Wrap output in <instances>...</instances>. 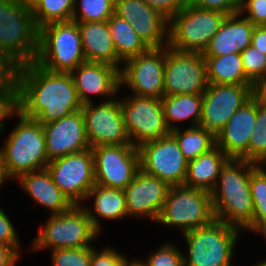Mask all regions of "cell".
I'll return each instance as SVG.
<instances>
[{
	"instance_id": "cell-1",
	"label": "cell",
	"mask_w": 266,
	"mask_h": 266,
	"mask_svg": "<svg viewBox=\"0 0 266 266\" xmlns=\"http://www.w3.org/2000/svg\"><path fill=\"white\" fill-rule=\"evenodd\" d=\"M16 85L17 111L40 124L81 110L71 73L51 72L35 62L10 71Z\"/></svg>"
},
{
	"instance_id": "cell-2",
	"label": "cell",
	"mask_w": 266,
	"mask_h": 266,
	"mask_svg": "<svg viewBox=\"0 0 266 266\" xmlns=\"http://www.w3.org/2000/svg\"><path fill=\"white\" fill-rule=\"evenodd\" d=\"M256 165L247 160L230 158L222 167L210 193L215 219L243 232L253 221L250 176Z\"/></svg>"
},
{
	"instance_id": "cell-3",
	"label": "cell",
	"mask_w": 266,
	"mask_h": 266,
	"mask_svg": "<svg viewBox=\"0 0 266 266\" xmlns=\"http://www.w3.org/2000/svg\"><path fill=\"white\" fill-rule=\"evenodd\" d=\"M38 37L31 8L15 0H0V60L10 70L35 62Z\"/></svg>"
},
{
	"instance_id": "cell-4",
	"label": "cell",
	"mask_w": 266,
	"mask_h": 266,
	"mask_svg": "<svg viewBox=\"0 0 266 266\" xmlns=\"http://www.w3.org/2000/svg\"><path fill=\"white\" fill-rule=\"evenodd\" d=\"M14 116L19 122L3 140L0 152L9 177L17 180L23 174L46 169L49 160L42 124L17 110Z\"/></svg>"
},
{
	"instance_id": "cell-5",
	"label": "cell",
	"mask_w": 266,
	"mask_h": 266,
	"mask_svg": "<svg viewBox=\"0 0 266 266\" xmlns=\"http://www.w3.org/2000/svg\"><path fill=\"white\" fill-rule=\"evenodd\" d=\"M239 229L214 219L206 226L183 233L188 248L184 266H233Z\"/></svg>"
},
{
	"instance_id": "cell-6",
	"label": "cell",
	"mask_w": 266,
	"mask_h": 266,
	"mask_svg": "<svg viewBox=\"0 0 266 266\" xmlns=\"http://www.w3.org/2000/svg\"><path fill=\"white\" fill-rule=\"evenodd\" d=\"M85 62L77 22H54L39 28L35 63L51 72L71 73Z\"/></svg>"
},
{
	"instance_id": "cell-7",
	"label": "cell",
	"mask_w": 266,
	"mask_h": 266,
	"mask_svg": "<svg viewBox=\"0 0 266 266\" xmlns=\"http://www.w3.org/2000/svg\"><path fill=\"white\" fill-rule=\"evenodd\" d=\"M29 248L31 251L55 249H79L93 246L99 232L94 228L83 205H74L66 212L49 215Z\"/></svg>"
},
{
	"instance_id": "cell-8",
	"label": "cell",
	"mask_w": 266,
	"mask_h": 266,
	"mask_svg": "<svg viewBox=\"0 0 266 266\" xmlns=\"http://www.w3.org/2000/svg\"><path fill=\"white\" fill-rule=\"evenodd\" d=\"M226 17L222 12L186 3L169 20L168 47L183 52L203 53Z\"/></svg>"
},
{
	"instance_id": "cell-9",
	"label": "cell",
	"mask_w": 266,
	"mask_h": 266,
	"mask_svg": "<svg viewBox=\"0 0 266 266\" xmlns=\"http://www.w3.org/2000/svg\"><path fill=\"white\" fill-rule=\"evenodd\" d=\"M215 219L208 191L170 186L156 223L180 229L182 233L208 225Z\"/></svg>"
},
{
	"instance_id": "cell-10",
	"label": "cell",
	"mask_w": 266,
	"mask_h": 266,
	"mask_svg": "<svg viewBox=\"0 0 266 266\" xmlns=\"http://www.w3.org/2000/svg\"><path fill=\"white\" fill-rule=\"evenodd\" d=\"M131 95L120 98L131 144L139 147L143 143L168 136L171 131L165 121L161 99Z\"/></svg>"
},
{
	"instance_id": "cell-11",
	"label": "cell",
	"mask_w": 266,
	"mask_h": 266,
	"mask_svg": "<svg viewBox=\"0 0 266 266\" xmlns=\"http://www.w3.org/2000/svg\"><path fill=\"white\" fill-rule=\"evenodd\" d=\"M54 184L74 205H82L95 185L92 149L71 153L55 159L46 167Z\"/></svg>"
},
{
	"instance_id": "cell-12",
	"label": "cell",
	"mask_w": 266,
	"mask_h": 266,
	"mask_svg": "<svg viewBox=\"0 0 266 266\" xmlns=\"http://www.w3.org/2000/svg\"><path fill=\"white\" fill-rule=\"evenodd\" d=\"M208 86L203 53L165 46L164 96L203 94Z\"/></svg>"
},
{
	"instance_id": "cell-13",
	"label": "cell",
	"mask_w": 266,
	"mask_h": 266,
	"mask_svg": "<svg viewBox=\"0 0 266 266\" xmlns=\"http://www.w3.org/2000/svg\"><path fill=\"white\" fill-rule=\"evenodd\" d=\"M164 67L165 46L149 48L128 59L120 70V91L128 86L133 95L161 99L164 96Z\"/></svg>"
},
{
	"instance_id": "cell-14",
	"label": "cell",
	"mask_w": 266,
	"mask_h": 266,
	"mask_svg": "<svg viewBox=\"0 0 266 266\" xmlns=\"http://www.w3.org/2000/svg\"><path fill=\"white\" fill-rule=\"evenodd\" d=\"M138 151L143 172L161 179L169 186L184 184L188 161L171 134L143 143Z\"/></svg>"
},
{
	"instance_id": "cell-15",
	"label": "cell",
	"mask_w": 266,
	"mask_h": 266,
	"mask_svg": "<svg viewBox=\"0 0 266 266\" xmlns=\"http://www.w3.org/2000/svg\"><path fill=\"white\" fill-rule=\"evenodd\" d=\"M92 149L95 184L124 190L140 170L138 147L99 145Z\"/></svg>"
},
{
	"instance_id": "cell-16",
	"label": "cell",
	"mask_w": 266,
	"mask_h": 266,
	"mask_svg": "<svg viewBox=\"0 0 266 266\" xmlns=\"http://www.w3.org/2000/svg\"><path fill=\"white\" fill-rule=\"evenodd\" d=\"M85 131L90 147L129 145L120 98L82 105Z\"/></svg>"
},
{
	"instance_id": "cell-17",
	"label": "cell",
	"mask_w": 266,
	"mask_h": 266,
	"mask_svg": "<svg viewBox=\"0 0 266 266\" xmlns=\"http://www.w3.org/2000/svg\"><path fill=\"white\" fill-rule=\"evenodd\" d=\"M254 84H208L202 94L200 126L215 136L252 95Z\"/></svg>"
},
{
	"instance_id": "cell-18",
	"label": "cell",
	"mask_w": 266,
	"mask_h": 266,
	"mask_svg": "<svg viewBox=\"0 0 266 266\" xmlns=\"http://www.w3.org/2000/svg\"><path fill=\"white\" fill-rule=\"evenodd\" d=\"M114 14L131 24L149 48L168 46L169 20L143 0H115Z\"/></svg>"
},
{
	"instance_id": "cell-19",
	"label": "cell",
	"mask_w": 266,
	"mask_h": 266,
	"mask_svg": "<svg viewBox=\"0 0 266 266\" xmlns=\"http://www.w3.org/2000/svg\"><path fill=\"white\" fill-rule=\"evenodd\" d=\"M169 187L166 182L140 169L124 189L128 217L157 222Z\"/></svg>"
},
{
	"instance_id": "cell-20",
	"label": "cell",
	"mask_w": 266,
	"mask_h": 266,
	"mask_svg": "<svg viewBox=\"0 0 266 266\" xmlns=\"http://www.w3.org/2000/svg\"><path fill=\"white\" fill-rule=\"evenodd\" d=\"M42 126L49 162L91 148L81 110Z\"/></svg>"
},
{
	"instance_id": "cell-21",
	"label": "cell",
	"mask_w": 266,
	"mask_h": 266,
	"mask_svg": "<svg viewBox=\"0 0 266 266\" xmlns=\"http://www.w3.org/2000/svg\"><path fill=\"white\" fill-rule=\"evenodd\" d=\"M75 88L82 105L93 103V96L105 101L118 96L120 90V70L110 64L85 62L72 72Z\"/></svg>"
},
{
	"instance_id": "cell-22",
	"label": "cell",
	"mask_w": 266,
	"mask_h": 266,
	"mask_svg": "<svg viewBox=\"0 0 266 266\" xmlns=\"http://www.w3.org/2000/svg\"><path fill=\"white\" fill-rule=\"evenodd\" d=\"M256 121V99L252 96L216 134V145L229 158L248 161V145Z\"/></svg>"
},
{
	"instance_id": "cell-23",
	"label": "cell",
	"mask_w": 266,
	"mask_h": 266,
	"mask_svg": "<svg viewBox=\"0 0 266 266\" xmlns=\"http://www.w3.org/2000/svg\"><path fill=\"white\" fill-rule=\"evenodd\" d=\"M254 24L240 12L227 15L218 32L213 36L204 57H218L243 52L252 42Z\"/></svg>"
},
{
	"instance_id": "cell-24",
	"label": "cell",
	"mask_w": 266,
	"mask_h": 266,
	"mask_svg": "<svg viewBox=\"0 0 266 266\" xmlns=\"http://www.w3.org/2000/svg\"><path fill=\"white\" fill-rule=\"evenodd\" d=\"M16 181L34 202L50 210V215L66 212L74 206L54 184L47 169L23 174Z\"/></svg>"
},
{
	"instance_id": "cell-25",
	"label": "cell",
	"mask_w": 266,
	"mask_h": 266,
	"mask_svg": "<svg viewBox=\"0 0 266 266\" xmlns=\"http://www.w3.org/2000/svg\"><path fill=\"white\" fill-rule=\"evenodd\" d=\"M86 62L106 63L121 70L108 22H77Z\"/></svg>"
},
{
	"instance_id": "cell-26",
	"label": "cell",
	"mask_w": 266,
	"mask_h": 266,
	"mask_svg": "<svg viewBox=\"0 0 266 266\" xmlns=\"http://www.w3.org/2000/svg\"><path fill=\"white\" fill-rule=\"evenodd\" d=\"M94 199L93 208L84 204L89 199ZM84 209L87 212L88 217L92 221L94 228L100 233L102 231L100 219L106 220H120L128 217L126 209V200L124 190L105 187L99 184H95L86 196Z\"/></svg>"
},
{
	"instance_id": "cell-27",
	"label": "cell",
	"mask_w": 266,
	"mask_h": 266,
	"mask_svg": "<svg viewBox=\"0 0 266 266\" xmlns=\"http://www.w3.org/2000/svg\"><path fill=\"white\" fill-rule=\"evenodd\" d=\"M229 159L215 145L209 151L188 162L187 175L183 185L211 193L216 185L222 167Z\"/></svg>"
},
{
	"instance_id": "cell-28",
	"label": "cell",
	"mask_w": 266,
	"mask_h": 266,
	"mask_svg": "<svg viewBox=\"0 0 266 266\" xmlns=\"http://www.w3.org/2000/svg\"><path fill=\"white\" fill-rule=\"evenodd\" d=\"M161 102L165 121L170 131L181 127L178 122H184L186 120L190 122L189 127L190 125H200L202 116V94L163 96Z\"/></svg>"
},
{
	"instance_id": "cell-29",
	"label": "cell",
	"mask_w": 266,
	"mask_h": 266,
	"mask_svg": "<svg viewBox=\"0 0 266 266\" xmlns=\"http://www.w3.org/2000/svg\"><path fill=\"white\" fill-rule=\"evenodd\" d=\"M208 84H253L244 73L238 53L204 57Z\"/></svg>"
},
{
	"instance_id": "cell-30",
	"label": "cell",
	"mask_w": 266,
	"mask_h": 266,
	"mask_svg": "<svg viewBox=\"0 0 266 266\" xmlns=\"http://www.w3.org/2000/svg\"><path fill=\"white\" fill-rule=\"evenodd\" d=\"M107 22L118 59L122 63L149 49L125 19L113 14Z\"/></svg>"
},
{
	"instance_id": "cell-31",
	"label": "cell",
	"mask_w": 266,
	"mask_h": 266,
	"mask_svg": "<svg viewBox=\"0 0 266 266\" xmlns=\"http://www.w3.org/2000/svg\"><path fill=\"white\" fill-rule=\"evenodd\" d=\"M177 141L185 159L189 162L196 159L203 153L209 151L216 145L215 135L200 125L179 127L170 133Z\"/></svg>"
},
{
	"instance_id": "cell-32",
	"label": "cell",
	"mask_w": 266,
	"mask_h": 266,
	"mask_svg": "<svg viewBox=\"0 0 266 266\" xmlns=\"http://www.w3.org/2000/svg\"><path fill=\"white\" fill-rule=\"evenodd\" d=\"M250 189L254 214L247 231L262 234L266 239V167L261 164L251 170Z\"/></svg>"
},
{
	"instance_id": "cell-33",
	"label": "cell",
	"mask_w": 266,
	"mask_h": 266,
	"mask_svg": "<svg viewBox=\"0 0 266 266\" xmlns=\"http://www.w3.org/2000/svg\"><path fill=\"white\" fill-rule=\"evenodd\" d=\"M74 0H38L31 8L37 28L54 22L72 21Z\"/></svg>"
},
{
	"instance_id": "cell-34",
	"label": "cell",
	"mask_w": 266,
	"mask_h": 266,
	"mask_svg": "<svg viewBox=\"0 0 266 266\" xmlns=\"http://www.w3.org/2000/svg\"><path fill=\"white\" fill-rule=\"evenodd\" d=\"M115 0H74V22L107 21L114 14Z\"/></svg>"
},
{
	"instance_id": "cell-35",
	"label": "cell",
	"mask_w": 266,
	"mask_h": 266,
	"mask_svg": "<svg viewBox=\"0 0 266 266\" xmlns=\"http://www.w3.org/2000/svg\"><path fill=\"white\" fill-rule=\"evenodd\" d=\"M248 161L263 164L266 161V106L256 100V121L248 145Z\"/></svg>"
},
{
	"instance_id": "cell-36",
	"label": "cell",
	"mask_w": 266,
	"mask_h": 266,
	"mask_svg": "<svg viewBox=\"0 0 266 266\" xmlns=\"http://www.w3.org/2000/svg\"><path fill=\"white\" fill-rule=\"evenodd\" d=\"M16 106V85L10 73H0V134L5 132V121L14 117ZM5 120V121H4Z\"/></svg>"
},
{
	"instance_id": "cell-37",
	"label": "cell",
	"mask_w": 266,
	"mask_h": 266,
	"mask_svg": "<svg viewBox=\"0 0 266 266\" xmlns=\"http://www.w3.org/2000/svg\"><path fill=\"white\" fill-rule=\"evenodd\" d=\"M245 76L255 84L260 79L266 78V54L249 45L240 53Z\"/></svg>"
},
{
	"instance_id": "cell-38",
	"label": "cell",
	"mask_w": 266,
	"mask_h": 266,
	"mask_svg": "<svg viewBox=\"0 0 266 266\" xmlns=\"http://www.w3.org/2000/svg\"><path fill=\"white\" fill-rule=\"evenodd\" d=\"M175 244V242L161 244L157 251L150 253L149 257L144 259L146 266H184V253Z\"/></svg>"
},
{
	"instance_id": "cell-39",
	"label": "cell",
	"mask_w": 266,
	"mask_h": 266,
	"mask_svg": "<svg viewBox=\"0 0 266 266\" xmlns=\"http://www.w3.org/2000/svg\"><path fill=\"white\" fill-rule=\"evenodd\" d=\"M52 266H90L91 246L79 249H55L51 251Z\"/></svg>"
},
{
	"instance_id": "cell-40",
	"label": "cell",
	"mask_w": 266,
	"mask_h": 266,
	"mask_svg": "<svg viewBox=\"0 0 266 266\" xmlns=\"http://www.w3.org/2000/svg\"><path fill=\"white\" fill-rule=\"evenodd\" d=\"M91 246V263L90 266H122L123 260L127 257L120 253L118 249L109 246L102 249Z\"/></svg>"
},
{
	"instance_id": "cell-41",
	"label": "cell",
	"mask_w": 266,
	"mask_h": 266,
	"mask_svg": "<svg viewBox=\"0 0 266 266\" xmlns=\"http://www.w3.org/2000/svg\"><path fill=\"white\" fill-rule=\"evenodd\" d=\"M239 12L254 26H266V0H240Z\"/></svg>"
},
{
	"instance_id": "cell-42",
	"label": "cell",
	"mask_w": 266,
	"mask_h": 266,
	"mask_svg": "<svg viewBox=\"0 0 266 266\" xmlns=\"http://www.w3.org/2000/svg\"><path fill=\"white\" fill-rule=\"evenodd\" d=\"M0 243L12 247L21 256L20 238L16 233L13 222L6 212L0 207Z\"/></svg>"
},
{
	"instance_id": "cell-43",
	"label": "cell",
	"mask_w": 266,
	"mask_h": 266,
	"mask_svg": "<svg viewBox=\"0 0 266 266\" xmlns=\"http://www.w3.org/2000/svg\"><path fill=\"white\" fill-rule=\"evenodd\" d=\"M186 3L206 10L219 11L226 15L240 11V0H186Z\"/></svg>"
},
{
	"instance_id": "cell-44",
	"label": "cell",
	"mask_w": 266,
	"mask_h": 266,
	"mask_svg": "<svg viewBox=\"0 0 266 266\" xmlns=\"http://www.w3.org/2000/svg\"><path fill=\"white\" fill-rule=\"evenodd\" d=\"M148 6L161 13L166 19L174 17L186 4V0H143Z\"/></svg>"
},
{
	"instance_id": "cell-45",
	"label": "cell",
	"mask_w": 266,
	"mask_h": 266,
	"mask_svg": "<svg viewBox=\"0 0 266 266\" xmlns=\"http://www.w3.org/2000/svg\"><path fill=\"white\" fill-rule=\"evenodd\" d=\"M19 256L12 247L0 243V266H15Z\"/></svg>"
},
{
	"instance_id": "cell-46",
	"label": "cell",
	"mask_w": 266,
	"mask_h": 266,
	"mask_svg": "<svg viewBox=\"0 0 266 266\" xmlns=\"http://www.w3.org/2000/svg\"><path fill=\"white\" fill-rule=\"evenodd\" d=\"M251 45L266 54V26H255Z\"/></svg>"
},
{
	"instance_id": "cell-47",
	"label": "cell",
	"mask_w": 266,
	"mask_h": 266,
	"mask_svg": "<svg viewBox=\"0 0 266 266\" xmlns=\"http://www.w3.org/2000/svg\"><path fill=\"white\" fill-rule=\"evenodd\" d=\"M252 95L258 103L266 106V78L260 79L253 85Z\"/></svg>"
},
{
	"instance_id": "cell-48",
	"label": "cell",
	"mask_w": 266,
	"mask_h": 266,
	"mask_svg": "<svg viewBox=\"0 0 266 266\" xmlns=\"http://www.w3.org/2000/svg\"><path fill=\"white\" fill-rule=\"evenodd\" d=\"M9 180H12V179L9 177L7 173L4 159H3L2 153L0 152V189H1V186L4 184V182L5 181L9 182Z\"/></svg>"
},
{
	"instance_id": "cell-49",
	"label": "cell",
	"mask_w": 266,
	"mask_h": 266,
	"mask_svg": "<svg viewBox=\"0 0 266 266\" xmlns=\"http://www.w3.org/2000/svg\"><path fill=\"white\" fill-rule=\"evenodd\" d=\"M122 266H146V263L143 259H137V257L132 258L131 260L126 257L122 262Z\"/></svg>"
},
{
	"instance_id": "cell-50",
	"label": "cell",
	"mask_w": 266,
	"mask_h": 266,
	"mask_svg": "<svg viewBox=\"0 0 266 266\" xmlns=\"http://www.w3.org/2000/svg\"><path fill=\"white\" fill-rule=\"evenodd\" d=\"M20 5L32 8L38 0H15Z\"/></svg>"
},
{
	"instance_id": "cell-51",
	"label": "cell",
	"mask_w": 266,
	"mask_h": 266,
	"mask_svg": "<svg viewBox=\"0 0 266 266\" xmlns=\"http://www.w3.org/2000/svg\"><path fill=\"white\" fill-rule=\"evenodd\" d=\"M10 69L0 60V73H10Z\"/></svg>"
},
{
	"instance_id": "cell-52",
	"label": "cell",
	"mask_w": 266,
	"mask_h": 266,
	"mask_svg": "<svg viewBox=\"0 0 266 266\" xmlns=\"http://www.w3.org/2000/svg\"><path fill=\"white\" fill-rule=\"evenodd\" d=\"M254 266H266V259H263V261H258L256 264H253Z\"/></svg>"
}]
</instances>
